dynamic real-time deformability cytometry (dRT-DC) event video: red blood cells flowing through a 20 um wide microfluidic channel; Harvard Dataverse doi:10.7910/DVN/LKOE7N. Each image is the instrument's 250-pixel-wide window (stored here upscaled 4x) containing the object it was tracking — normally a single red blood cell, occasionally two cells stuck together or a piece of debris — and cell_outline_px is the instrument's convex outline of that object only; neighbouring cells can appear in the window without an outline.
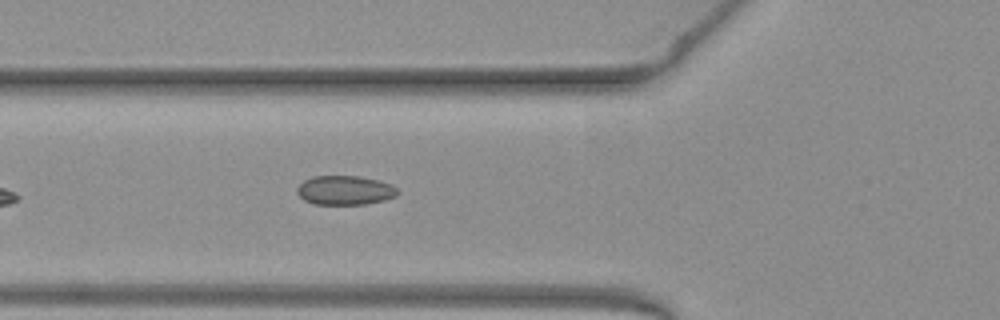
{"species": "common noctule bat (a hibernating species)", "species_latin": "Nyctalus noctula", "temperature_condition": "warm", "stored_images_in_passage": 11, "camera_frame_rate_fps": 3000, "um_per_image_px": 0.085, "animal": {"sex": "female", "body_mass_g": 19.3, "forearm_length_mm": 54.1}, "frame": {"image": 1, "passage_image": 4, "time_ms": 1.0, "image_size_px": [1000, 320], "cell_outline_px": [[400, 192], [396, 196], [384, 200], [368, 204], [312, 204], [304, 200], [296, 192], [296, 188], [304, 180], [312, 176], [360, 176], [392, 184]], "centroid_in_image_um": [29.32, 16.17], "position_along_channel_um": 96.5, "area_um2": 17.22}}
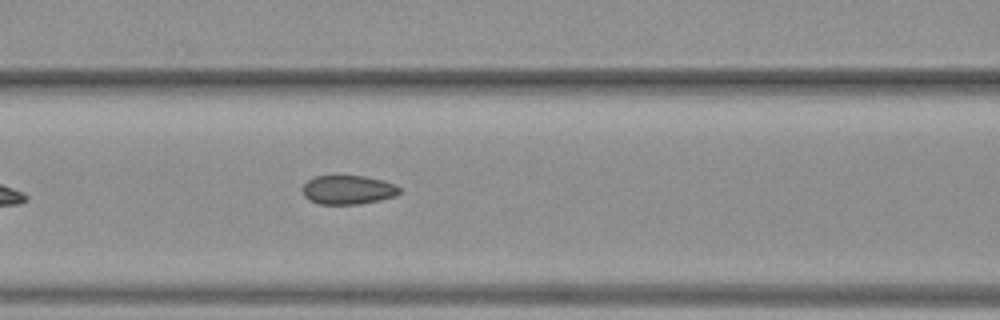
{"frame": {"image": 2, "passage_image": 7, "time_ms": 2.0, "image_size_px": [1000, 320], "cell_outline_px": [[400, 192], [396, 196], [380, 200], [360, 204], [320, 204], [308, 200], [304, 196], [304, 184], [308, 180], [316, 176], [364, 176], [384, 180], [400, 188]], "centroid_in_image_um": [29.59, 16.14], "position_along_channel_um": 137.0, "area_um2": 16.3}}